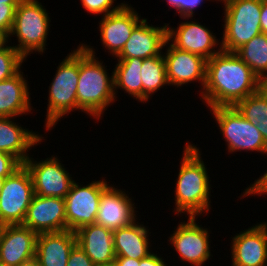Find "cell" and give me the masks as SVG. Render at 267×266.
I'll list each match as a JSON object with an SVG mask.
<instances>
[{"instance_id": "35", "label": "cell", "mask_w": 267, "mask_h": 266, "mask_svg": "<svg viewBox=\"0 0 267 266\" xmlns=\"http://www.w3.org/2000/svg\"><path fill=\"white\" fill-rule=\"evenodd\" d=\"M156 253L149 254L147 257L140 260V266H168L165 260Z\"/></svg>"}, {"instance_id": "38", "label": "cell", "mask_w": 267, "mask_h": 266, "mask_svg": "<svg viewBox=\"0 0 267 266\" xmlns=\"http://www.w3.org/2000/svg\"><path fill=\"white\" fill-rule=\"evenodd\" d=\"M260 21L262 33L267 34V0H262Z\"/></svg>"}, {"instance_id": "30", "label": "cell", "mask_w": 267, "mask_h": 266, "mask_svg": "<svg viewBox=\"0 0 267 266\" xmlns=\"http://www.w3.org/2000/svg\"><path fill=\"white\" fill-rule=\"evenodd\" d=\"M81 5L90 14L94 15H102L105 16L107 14L116 12L120 10L126 3H120L115 6L114 1L116 0H80Z\"/></svg>"}, {"instance_id": "29", "label": "cell", "mask_w": 267, "mask_h": 266, "mask_svg": "<svg viewBox=\"0 0 267 266\" xmlns=\"http://www.w3.org/2000/svg\"><path fill=\"white\" fill-rule=\"evenodd\" d=\"M26 59L8 43L0 49V82L16 75Z\"/></svg>"}, {"instance_id": "27", "label": "cell", "mask_w": 267, "mask_h": 266, "mask_svg": "<svg viewBox=\"0 0 267 266\" xmlns=\"http://www.w3.org/2000/svg\"><path fill=\"white\" fill-rule=\"evenodd\" d=\"M141 80L143 84V103L149 101L148 99L152 97V94L154 95L160 88L169 85L163 53L143 59Z\"/></svg>"}, {"instance_id": "16", "label": "cell", "mask_w": 267, "mask_h": 266, "mask_svg": "<svg viewBox=\"0 0 267 266\" xmlns=\"http://www.w3.org/2000/svg\"><path fill=\"white\" fill-rule=\"evenodd\" d=\"M132 200L128 193L109 184L101 193L95 223L112 231L132 224L138 220Z\"/></svg>"}, {"instance_id": "23", "label": "cell", "mask_w": 267, "mask_h": 266, "mask_svg": "<svg viewBox=\"0 0 267 266\" xmlns=\"http://www.w3.org/2000/svg\"><path fill=\"white\" fill-rule=\"evenodd\" d=\"M20 70L13 77L0 82V117H16L31 113L29 85Z\"/></svg>"}, {"instance_id": "44", "label": "cell", "mask_w": 267, "mask_h": 266, "mask_svg": "<svg viewBox=\"0 0 267 266\" xmlns=\"http://www.w3.org/2000/svg\"><path fill=\"white\" fill-rule=\"evenodd\" d=\"M261 88L267 93V77L262 81Z\"/></svg>"}, {"instance_id": "1", "label": "cell", "mask_w": 267, "mask_h": 266, "mask_svg": "<svg viewBox=\"0 0 267 266\" xmlns=\"http://www.w3.org/2000/svg\"><path fill=\"white\" fill-rule=\"evenodd\" d=\"M262 82L234 52L220 51L206 62V82L199 92L209 107H234L257 92Z\"/></svg>"}, {"instance_id": "8", "label": "cell", "mask_w": 267, "mask_h": 266, "mask_svg": "<svg viewBox=\"0 0 267 266\" xmlns=\"http://www.w3.org/2000/svg\"><path fill=\"white\" fill-rule=\"evenodd\" d=\"M31 175L24 165L4 179L0 193V222L5 225H22L34 197Z\"/></svg>"}, {"instance_id": "25", "label": "cell", "mask_w": 267, "mask_h": 266, "mask_svg": "<svg viewBox=\"0 0 267 266\" xmlns=\"http://www.w3.org/2000/svg\"><path fill=\"white\" fill-rule=\"evenodd\" d=\"M117 64L113 68L115 97L117 89H122L124 93L143 102V84L141 80L142 58L117 59Z\"/></svg>"}, {"instance_id": "34", "label": "cell", "mask_w": 267, "mask_h": 266, "mask_svg": "<svg viewBox=\"0 0 267 266\" xmlns=\"http://www.w3.org/2000/svg\"><path fill=\"white\" fill-rule=\"evenodd\" d=\"M267 195V170L261 175L254 183L250 184L249 187L245 188L243 194L241 195L243 198L250 195Z\"/></svg>"}, {"instance_id": "42", "label": "cell", "mask_w": 267, "mask_h": 266, "mask_svg": "<svg viewBox=\"0 0 267 266\" xmlns=\"http://www.w3.org/2000/svg\"><path fill=\"white\" fill-rule=\"evenodd\" d=\"M8 43V36L0 30V49Z\"/></svg>"}, {"instance_id": "9", "label": "cell", "mask_w": 267, "mask_h": 266, "mask_svg": "<svg viewBox=\"0 0 267 266\" xmlns=\"http://www.w3.org/2000/svg\"><path fill=\"white\" fill-rule=\"evenodd\" d=\"M105 178L95 180L86 186L74 181L66 195V230L77 231L79 228L95 224L102 191L108 186Z\"/></svg>"}, {"instance_id": "46", "label": "cell", "mask_w": 267, "mask_h": 266, "mask_svg": "<svg viewBox=\"0 0 267 266\" xmlns=\"http://www.w3.org/2000/svg\"><path fill=\"white\" fill-rule=\"evenodd\" d=\"M4 179L5 178L0 177V193L2 191V187H3V184H4Z\"/></svg>"}, {"instance_id": "24", "label": "cell", "mask_w": 267, "mask_h": 266, "mask_svg": "<svg viewBox=\"0 0 267 266\" xmlns=\"http://www.w3.org/2000/svg\"><path fill=\"white\" fill-rule=\"evenodd\" d=\"M151 232L147 226L135 220L132 224L113 231L114 251L116 257H128L141 260L151 254Z\"/></svg>"}, {"instance_id": "28", "label": "cell", "mask_w": 267, "mask_h": 266, "mask_svg": "<svg viewBox=\"0 0 267 266\" xmlns=\"http://www.w3.org/2000/svg\"><path fill=\"white\" fill-rule=\"evenodd\" d=\"M234 107L255 125L260 121H267V93L262 88L239 101Z\"/></svg>"}, {"instance_id": "41", "label": "cell", "mask_w": 267, "mask_h": 266, "mask_svg": "<svg viewBox=\"0 0 267 266\" xmlns=\"http://www.w3.org/2000/svg\"><path fill=\"white\" fill-rule=\"evenodd\" d=\"M19 266H40L39 261L34 257L33 259L21 263Z\"/></svg>"}, {"instance_id": "6", "label": "cell", "mask_w": 267, "mask_h": 266, "mask_svg": "<svg viewBox=\"0 0 267 266\" xmlns=\"http://www.w3.org/2000/svg\"><path fill=\"white\" fill-rule=\"evenodd\" d=\"M224 28L220 41L225 52H235L262 32L260 15L262 0H222Z\"/></svg>"}, {"instance_id": "5", "label": "cell", "mask_w": 267, "mask_h": 266, "mask_svg": "<svg viewBox=\"0 0 267 266\" xmlns=\"http://www.w3.org/2000/svg\"><path fill=\"white\" fill-rule=\"evenodd\" d=\"M38 0H21L15 11V17L10 37L16 36L18 43L13 47L25 58L33 52L40 55L44 53L47 46L50 17Z\"/></svg>"}, {"instance_id": "11", "label": "cell", "mask_w": 267, "mask_h": 266, "mask_svg": "<svg viewBox=\"0 0 267 266\" xmlns=\"http://www.w3.org/2000/svg\"><path fill=\"white\" fill-rule=\"evenodd\" d=\"M197 217H188L180 222L169 240L180 260L191 266H203L211 255L210 230L196 223Z\"/></svg>"}, {"instance_id": "12", "label": "cell", "mask_w": 267, "mask_h": 266, "mask_svg": "<svg viewBox=\"0 0 267 266\" xmlns=\"http://www.w3.org/2000/svg\"><path fill=\"white\" fill-rule=\"evenodd\" d=\"M184 22H180L178 27L172 28L167 24V41L174 47L199 55L209 60L218 54L222 49L219 43L220 39L216 38L210 29L201 25L199 22L187 21L193 20V17H180ZM219 45V48H217ZM217 49H214V48Z\"/></svg>"}, {"instance_id": "4", "label": "cell", "mask_w": 267, "mask_h": 266, "mask_svg": "<svg viewBox=\"0 0 267 266\" xmlns=\"http://www.w3.org/2000/svg\"><path fill=\"white\" fill-rule=\"evenodd\" d=\"M49 84V97L45 119L47 131L58 124L63 116L77 110V87L79 81V46L71 51L58 65Z\"/></svg>"}, {"instance_id": "3", "label": "cell", "mask_w": 267, "mask_h": 266, "mask_svg": "<svg viewBox=\"0 0 267 266\" xmlns=\"http://www.w3.org/2000/svg\"><path fill=\"white\" fill-rule=\"evenodd\" d=\"M95 54L93 46L79 44L77 110L100 120L106 108L117 100L114 91V72L110 76L107 66H104L103 61H99Z\"/></svg>"}, {"instance_id": "40", "label": "cell", "mask_w": 267, "mask_h": 266, "mask_svg": "<svg viewBox=\"0 0 267 266\" xmlns=\"http://www.w3.org/2000/svg\"><path fill=\"white\" fill-rule=\"evenodd\" d=\"M256 126L267 143V121H260Z\"/></svg>"}, {"instance_id": "43", "label": "cell", "mask_w": 267, "mask_h": 266, "mask_svg": "<svg viewBox=\"0 0 267 266\" xmlns=\"http://www.w3.org/2000/svg\"><path fill=\"white\" fill-rule=\"evenodd\" d=\"M21 0H0V5H19Z\"/></svg>"}, {"instance_id": "37", "label": "cell", "mask_w": 267, "mask_h": 266, "mask_svg": "<svg viewBox=\"0 0 267 266\" xmlns=\"http://www.w3.org/2000/svg\"><path fill=\"white\" fill-rule=\"evenodd\" d=\"M171 8L176 9L179 17H185V0H166Z\"/></svg>"}, {"instance_id": "17", "label": "cell", "mask_w": 267, "mask_h": 266, "mask_svg": "<svg viewBox=\"0 0 267 266\" xmlns=\"http://www.w3.org/2000/svg\"><path fill=\"white\" fill-rule=\"evenodd\" d=\"M22 225L37 234L66 230L65 199L35 194Z\"/></svg>"}, {"instance_id": "7", "label": "cell", "mask_w": 267, "mask_h": 266, "mask_svg": "<svg viewBox=\"0 0 267 266\" xmlns=\"http://www.w3.org/2000/svg\"><path fill=\"white\" fill-rule=\"evenodd\" d=\"M225 138L228 153L257 151L267 155V143L257 126L245 119L235 107L209 108Z\"/></svg>"}, {"instance_id": "2", "label": "cell", "mask_w": 267, "mask_h": 266, "mask_svg": "<svg viewBox=\"0 0 267 266\" xmlns=\"http://www.w3.org/2000/svg\"><path fill=\"white\" fill-rule=\"evenodd\" d=\"M187 141L176 179L174 213L197 217L208 214L211 209V185L206 164L195 144ZM199 216V217H198Z\"/></svg>"}, {"instance_id": "13", "label": "cell", "mask_w": 267, "mask_h": 266, "mask_svg": "<svg viewBox=\"0 0 267 266\" xmlns=\"http://www.w3.org/2000/svg\"><path fill=\"white\" fill-rule=\"evenodd\" d=\"M168 45V46H167ZM166 51L163 54L166 64V74L169 86L184 87L189 83L198 82L202 85L201 92L206 82V62L203 57L178 49L168 41L165 42Z\"/></svg>"}, {"instance_id": "10", "label": "cell", "mask_w": 267, "mask_h": 266, "mask_svg": "<svg viewBox=\"0 0 267 266\" xmlns=\"http://www.w3.org/2000/svg\"><path fill=\"white\" fill-rule=\"evenodd\" d=\"M34 160L29 156L23 163L31 175L34 193L37 196L65 198L75 180L60 159L53 155L40 161Z\"/></svg>"}, {"instance_id": "31", "label": "cell", "mask_w": 267, "mask_h": 266, "mask_svg": "<svg viewBox=\"0 0 267 266\" xmlns=\"http://www.w3.org/2000/svg\"><path fill=\"white\" fill-rule=\"evenodd\" d=\"M23 164L13 155L0 151V177L11 176Z\"/></svg>"}, {"instance_id": "19", "label": "cell", "mask_w": 267, "mask_h": 266, "mask_svg": "<svg viewBox=\"0 0 267 266\" xmlns=\"http://www.w3.org/2000/svg\"><path fill=\"white\" fill-rule=\"evenodd\" d=\"M167 41V24L154 26L144 18L132 31L121 52L114 59L142 58L161 55Z\"/></svg>"}, {"instance_id": "21", "label": "cell", "mask_w": 267, "mask_h": 266, "mask_svg": "<svg viewBox=\"0 0 267 266\" xmlns=\"http://www.w3.org/2000/svg\"><path fill=\"white\" fill-rule=\"evenodd\" d=\"M75 234L77 245L96 266L115 260L112 230L95 223L79 228Z\"/></svg>"}, {"instance_id": "22", "label": "cell", "mask_w": 267, "mask_h": 266, "mask_svg": "<svg viewBox=\"0 0 267 266\" xmlns=\"http://www.w3.org/2000/svg\"><path fill=\"white\" fill-rule=\"evenodd\" d=\"M14 119L15 117H0V151L15 156L23 164L31 156L29 150L45 139L42 134L23 128Z\"/></svg>"}, {"instance_id": "32", "label": "cell", "mask_w": 267, "mask_h": 266, "mask_svg": "<svg viewBox=\"0 0 267 266\" xmlns=\"http://www.w3.org/2000/svg\"><path fill=\"white\" fill-rule=\"evenodd\" d=\"M17 6L18 5H0V30L7 36L11 32Z\"/></svg>"}, {"instance_id": "14", "label": "cell", "mask_w": 267, "mask_h": 266, "mask_svg": "<svg viewBox=\"0 0 267 266\" xmlns=\"http://www.w3.org/2000/svg\"><path fill=\"white\" fill-rule=\"evenodd\" d=\"M230 246L231 266H267V222L234 235Z\"/></svg>"}, {"instance_id": "45", "label": "cell", "mask_w": 267, "mask_h": 266, "mask_svg": "<svg viewBox=\"0 0 267 266\" xmlns=\"http://www.w3.org/2000/svg\"><path fill=\"white\" fill-rule=\"evenodd\" d=\"M97 266H118L116 261H112V262H109V263H105V264H100V265H97Z\"/></svg>"}, {"instance_id": "15", "label": "cell", "mask_w": 267, "mask_h": 266, "mask_svg": "<svg viewBox=\"0 0 267 266\" xmlns=\"http://www.w3.org/2000/svg\"><path fill=\"white\" fill-rule=\"evenodd\" d=\"M125 4L120 10L101 16L100 40L114 58L121 52L134 28L144 19L132 6Z\"/></svg>"}, {"instance_id": "36", "label": "cell", "mask_w": 267, "mask_h": 266, "mask_svg": "<svg viewBox=\"0 0 267 266\" xmlns=\"http://www.w3.org/2000/svg\"><path fill=\"white\" fill-rule=\"evenodd\" d=\"M202 2L203 0H185V17H193L195 13L194 10L199 8V5L201 6Z\"/></svg>"}, {"instance_id": "18", "label": "cell", "mask_w": 267, "mask_h": 266, "mask_svg": "<svg viewBox=\"0 0 267 266\" xmlns=\"http://www.w3.org/2000/svg\"><path fill=\"white\" fill-rule=\"evenodd\" d=\"M37 233L23 225H5L0 232V266H19L35 257Z\"/></svg>"}, {"instance_id": "26", "label": "cell", "mask_w": 267, "mask_h": 266, "mask_svg": "<svg viewBox=\"0 0 267 266\" xmlns=\"http://www.w3.org/2000/svg\"><path fill=\"white\" fill-rule=\"evenodd\" d=\"M262 82L267 77V34L260 33L234 52Z\"/></svg>"}, {"instance_id": "39", "label": "cell", "mask_w": 267, "mask_h": 266, "mask_svg": "<svg viewBox=\"0 0 267 266\" xmlns=\"http://www.w3.org/2000/svg\"><path fill=\"white\" fill-rule=\"evenodd\" d=\"M115 261L118 266H140V260L128 257H116Z\"/></svg>"}, {"instance_id": "33", "label": "cell", "mask_w": 267, "mask_h": 266, "mask_svg": "<svg viewBox=\"0 0 267 266\" xmlns=\"http://www.w3.org/2000/svg\"><path fill=\"white\" fill-rule=\"evenodd\" d=\"M67 266H96L86 253L76 244L70 251Z\"/></svg>"}, {"instance_id": "47", "label": "cell", "mask_w": 267, "mask_h": 266, "mask_svg": "<svg viewBox=\"0 0 267 266\" xmlns=\"http://www.w3.org/2000/svg\"><path fill=\"white\" fill-rule=\"evenodd\" d=\"M2 227H3V225H2L1 222H0V232H1Z\"/></svg>"}, {"instance_id": "20", "label": "cell", "mask_w": 267, "mask_h": 266, "mask_svg": "<svg viewBox=\"0 0 267 266\" xmlns=\"http://www.w3.org/2000/svg\"><path fill=\"white\" fill-rule=\"evenodd\" d=\"M76 244V234L71 230L39 233L35 258L40 266H67L70 251Z\"/></svg>"}]
</instances>
